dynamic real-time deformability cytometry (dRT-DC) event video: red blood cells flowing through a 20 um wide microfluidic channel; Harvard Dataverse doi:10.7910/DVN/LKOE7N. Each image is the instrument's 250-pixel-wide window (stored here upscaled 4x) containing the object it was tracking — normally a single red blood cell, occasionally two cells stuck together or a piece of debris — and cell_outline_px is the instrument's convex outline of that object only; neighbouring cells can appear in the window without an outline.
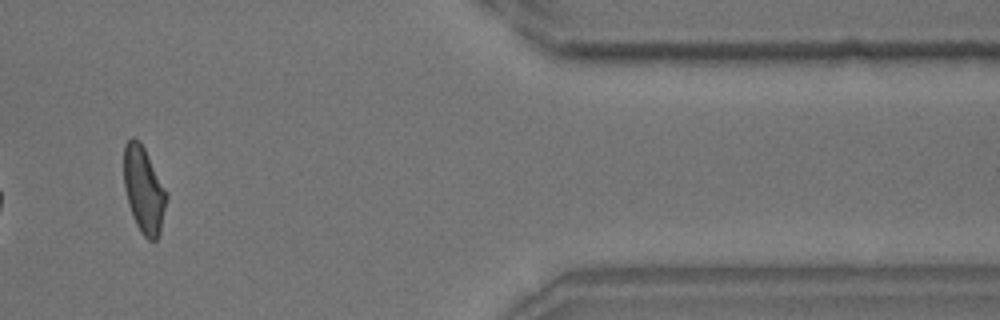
{"species": "common noctule bat (a hibernating species)", "species_latin": "Nyctalus noctula", "temperature_condition": "room temperature", "stored_images_in_passage": 14, "camera_frame_rate_fps": 3000, "um_per_image_px": 0.085, "animal": {"sex": "male", "body_mass_g": 18.8}, "frame": {"image": 1, "passage_image": 12, "time_ms": 14.333, "image_size_px": [1000, 320], "cell_outline_px": [[168, 196], [160, 232], [156, 240], [148, 240], [140, 232], [136, 224], [128, 204], [124, 188], [124, 144], [132, 136], [140, 140], [168, 192]], "centroid_in_image_um": [12.23, 16.12], "position_along_channel_um": 399.2, "area_um2": 21.68}, "authors_computed_cell_mechanics": {"area_um2": 21.9929, "velocity_mm_per_s": 3.7376, "shape_relaxation_time_tau1_ms": 3.7272, "shape_relaxation_time_tau2_ms": 1.2365, "deformation_change_tau1": 0.1166, "deformation_change_tau2": 0.0567}}